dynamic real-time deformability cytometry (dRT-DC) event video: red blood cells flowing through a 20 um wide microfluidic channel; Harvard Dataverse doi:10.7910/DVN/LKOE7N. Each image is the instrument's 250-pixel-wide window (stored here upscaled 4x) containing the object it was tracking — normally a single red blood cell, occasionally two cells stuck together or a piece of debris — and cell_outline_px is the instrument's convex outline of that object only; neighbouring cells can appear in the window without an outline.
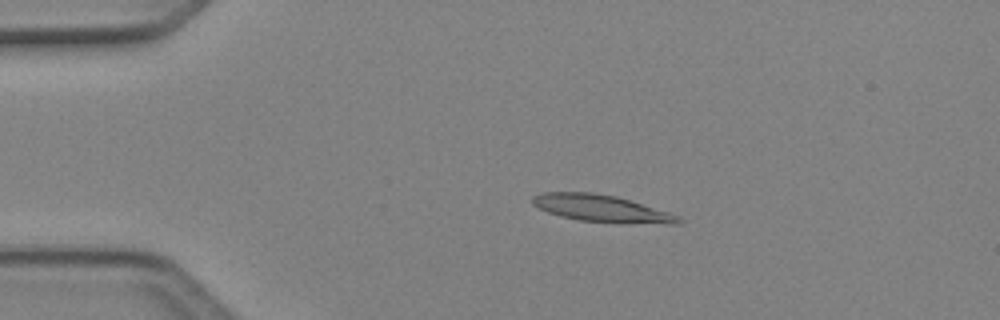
{"species": "Egyptian fruit bat (a non-hibernating species)", "species_latin": "Rousettus aegyptiacus", "temperature_condition": "cold", "stored_images_in_passage": 4, "camera_frame_rate_fps": 3000, "um_per_image_px": 0.085, "animal": {"sex": "female"}, "frame": {"image": 1, "passage_image": 3, "time_ms": 0.667, "image_size_px": [1000, 320], "cell_outline_px": [[684, 220], [680, 224], [668, 224], [580, 220], [560, 216], [548, 212], [532, 204], [532, 196], [544, 192], [592, 192], [616, 196], [668, 212], [680, 216]], "centroid_in_image_um": [51.13, 17.7], "position_along_channel_um": 33.9, "area_um2": 22.54}}